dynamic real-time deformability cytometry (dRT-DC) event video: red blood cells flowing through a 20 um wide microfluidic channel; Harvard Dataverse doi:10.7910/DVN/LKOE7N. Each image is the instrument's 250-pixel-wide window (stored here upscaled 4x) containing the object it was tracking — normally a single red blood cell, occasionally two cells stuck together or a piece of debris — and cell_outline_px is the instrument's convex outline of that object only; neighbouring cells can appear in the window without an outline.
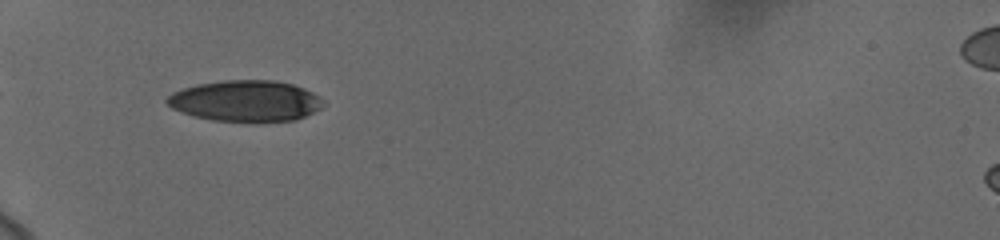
{"species": "human", "species_latin": "Homo sapiens", "temperature_condition": "cold", "stored_images_in_passage": 20, "camera_frame_rate_fps": 3000, "um_per_image_px": 0.085, "donor": {"sex": "female"}, "frame": {"image": 1, "passage_image": 17, "time_ms": 7.333, "image_size_px": [1000, 240], "cell_outline_px": [[324, 104], [320, 108], [296, 120], [212, 120], [196, 116], [172, 108], [164, 100], [172, 92], [196, 84], [224, 80], [276, 80], [292, 84], [304, 88], [320, 96], [324, 100]], "centroid_in_image_um": [20.88, 8.54], "position_along_channel_um": 64.1, "area_um2": 36.88}}
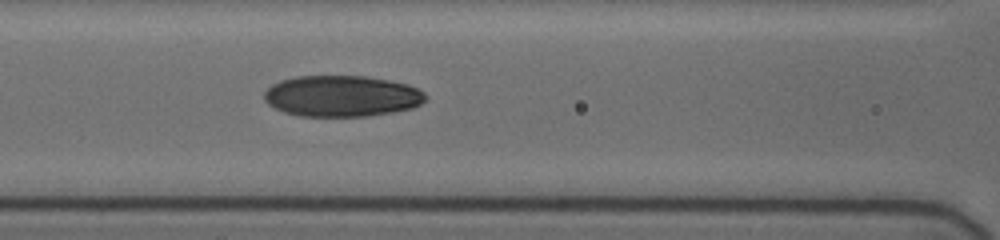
{"frame": {"image": 2, "passage_image": 20, "time_ms": 9.667, "image_size_px": [1000, 240], "cell_outline_px": [[428, 96], [420, 104], [412, 108], [392, 112], [368, 116], [300, 116], [284, 112], [268, 104], [264, 100], [264, 92], [272, 84], [280, 80], [296, 76], [364, 76], [388, 80], [408, 84], [424, 92]], "centroid_in_image_um": [29.04, 8.16], "position_along_channel_um": 137.6, "area_um2": 38.73}}